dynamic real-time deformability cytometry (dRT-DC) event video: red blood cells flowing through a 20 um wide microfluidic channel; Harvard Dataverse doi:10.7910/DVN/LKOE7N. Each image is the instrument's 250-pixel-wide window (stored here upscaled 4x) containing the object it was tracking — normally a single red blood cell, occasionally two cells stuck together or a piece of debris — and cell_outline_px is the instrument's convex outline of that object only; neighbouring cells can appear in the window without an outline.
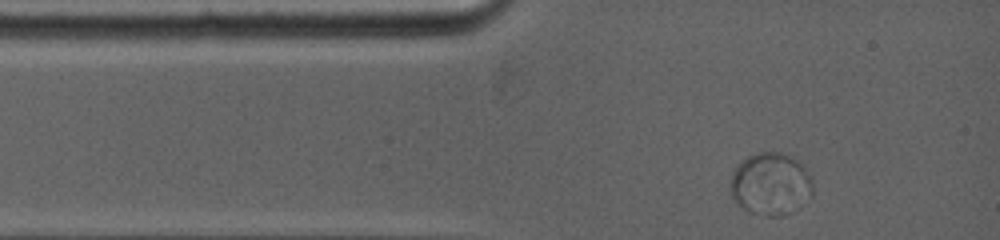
{"species": "common noctule bat (a hibernating species)", "species_latin": "Nyctalus noctula", "temperature_condition": "warm", "stored_images_in_passage": 4, "camera_frame_rate_fps": 5000, "um_per_image_px": 0.085, "animal": {"sex": "female", "body_mass_g": 19.0, "forearm_length_mm": 53.3}, "frame": {"image": 1, "passage_image": 1, "time_ms": 0.0, "image_size_px": [1000, 240], "cell_outline_px": [[812, 196], [756, 212], [752, 212], [744, 208], [732, 196], [732, 176], [736, 168], [748, 156], [756, 152], [780, 152], [804, 164], [808, 172], [812, 184]], "centroid_in_image_um": [65.45, 15.41], "position_along_channel_um": 19.6, "area_um2": 26.65}}
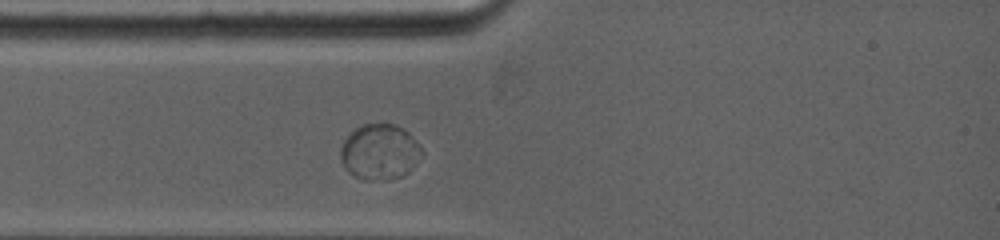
{"frame": {"image": 2, "passage_image": 4, "time_ms": 1.4, "image_size_px": [1000, 240], "cell_outline_px": [[424, 152], [408, 172], [404, 176], [384, 180], [364, 180], [348, 172], [340, 160], [340, 148], [344, 140], [356, 128], [364, 124], [392, 124], [404, 128], [420, 144]], "centroid_in_image_um": [32.28, 12.92], "position_along_channel_um": 52.7, "area_um2": 26.36}}